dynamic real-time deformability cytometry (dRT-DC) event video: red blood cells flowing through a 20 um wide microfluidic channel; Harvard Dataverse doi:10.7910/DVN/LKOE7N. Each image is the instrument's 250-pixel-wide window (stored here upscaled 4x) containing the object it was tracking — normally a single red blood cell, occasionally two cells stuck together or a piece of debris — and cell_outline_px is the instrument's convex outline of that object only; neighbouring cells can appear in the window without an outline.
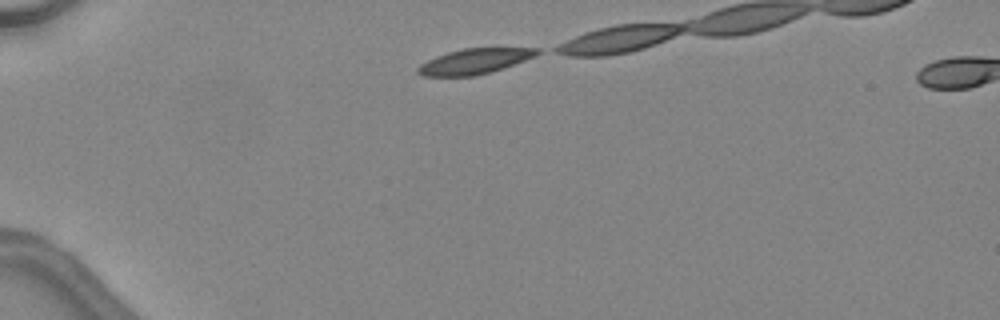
{"species": "common noctule bat (a hibernating species)", "species_latin": "Nyctalus noctula", "temperature_condition": "warm", "stored_images_in_passage": 22, "camera_frame_rate_fps": 3000, "um_per_image_px": 0.085, "animal": {"sex": "female", "body_mass_g": 24.6, "forearm_length_mm": 56.2}, "frame": {"image": 1, "passage_image": 1, "time_ms": 0.0, "image_size_px": [1000, 320], "cell_outline_px": [[544, 52], [536, 56], [504, 68], [492, 72], [476, 76], [424, 76], [416, 72], [416, 68], [420, 64], [436, 56], [448, 52], [464, 48], [540, 48]], "centroid_in_image_um": [40.37, 5.21], "position_along_channel_um": 44.6, "area_um2": 17.8}}